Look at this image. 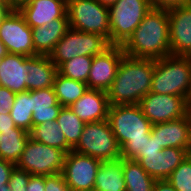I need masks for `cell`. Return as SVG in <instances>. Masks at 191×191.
<instances>
[{"label":"cell","mask_w":191,"mask_h":191,"mask_svg":"<svg viewBox=\"0 0 191 191\" xmlns=\"http://www.w3.org/2000/svg\"><path fill=\"white\" fill-rule=\"evenodd\" d=\"M125 55L157 60L171 55L168 10L152 8L122 45Z\"/></svg>","instance_id":"6da1fadb"},{"label":"cell","mask_w":191,"mask_h":191,"mask_svg":"<svg viewBox=\"0 0 191 191\" xmlns=\"http://www.w3.org/2000/svg\"><path fill=\"white\" fill-rule=\"evenodd\" d=\"M154 73V60L122 57L116 77L107 91L109 104H139L151 90Z\"/></svg>","instance_id":"7a4b0ae2"},{"label":"cell","mask_w":191,"mask_h":191,"mask_svg":"<svg viewBox=\"0 0 191 191\" xmlns=\"http://www.w3.org/2000/svg\"><path fill=\"white\" fill-rule=\"evenodd\" d=\"M107 120L121 148V158L133 160L149 140L152 123L138 104L111 105Z\"/></svg>","instance_id":"3957f363"},{"label":"cell","mask_w":191,"mask_h":191,"mask_svg":"<svg viewBox=\"0 0 191 191\" xmlns=\"http://www.w3.org/2000/svg\"><path fill=\"white\" fill-rule=\"evenodd\" d=\"M191 91V57L166 56L154 60L150 92L188 99Z\"/></svg>","instance_id":"277c9868"},{"label":"cell","mask_w":191,"mask_h":191,"mask_svg":"<svg viewBox=\"0 0 191 191\" xmlns=\"http://www.w3.org/2000/svg\"><path fill=\"white\" fill-rule=\"evenodd\" d=\"M67 16L72 29L95 33L110 43L109 8L96 0H67Z\"/></svg>","instance_id":"5b68a950"},{"label":"cell","mask_w":191,"mask_h":191,"mask_svg":"<svg viewBox=\"0 0 191 191\" xmlns=\"http://www.w3.org/2000/svg\"><path fill=\"white\" fill-rule=\"evenodd\" d=\"M110 44L123 45L152 9L149 0H117L109 7Z\"/></svg>","instance_id":"8992f818"},{"label":"cell","mask_w":191,"mask_h":191,"mask_svg":"<svg viewBox=\"0 0 191 191\" xmlns=\"http://www.w3.org/2000/svg\"><path fill=\"white\" fill-rule=\"evenodd\" d=\"M73 151L101 161L121 158V148L108 120L86 123Z\"/></svg>","instance_id":"52a82bcc"},{"label":"cell","mask_w":191,"mask_h":191,"mask_svg":"<svg viewBox=\"0 0 191 191\" xmlns=\"http://www.w3.org/2000/svg\"><path fill=\"white\" fill-rule=\"evenodd\" d=\"M110 46L109 41L99 34L69 28L49 57L58 68L62 63L77 56L94 57Z\"/></svg>","instance_id":"ba28073f"},{"label":"cell","mask_w":191,"mask_h":191,"mask_svg":"<svg viewBox=\"0 0 191 191\" xmlns=\"http://www.w3.org/2000/svg\"><path fill=\"white\" fill-rule=\"evenodd\" d=\"M65 156L63 150L29 138L15 166L31 175H53L63 171Z\"/></svg>","instance_id":"9c48e42d"},{"label":"cell","mask_w":191,"mask_h":191,"mask_svg":"<svg viewBox=\"0 0 191 191\" xmlns=\"http://www.w3.org/2000/svg\"><path fill=\"white\" fill-rule=\"evenodd\" d=\"M0 40L9 53L37 56L34 51L32 28L19 11H8L0 18Z\"/></svg>","instance_id":"30bf717a"},{"label":"cell","mask_w":191,"mask_h":191,"mask_svg":"<svg viewBox=\"0 0 191 191\" xmlns=\"http://www.w3.org/2000/svg\"><path fill=\"white\" fill-rule=\"evenodd\" d=\"M138 105L152 125L180 119L190 112L187 99L177 95L149 92Z\"/></svg>","instance_id":"8fae6325"},{"label":"cell","mask_w":191,"mask_h":191,"mask_svg":"<svg viewBox=\"0 0 191 191\" xmlns=\"http://www.w3.org/2000/svg\"><path fill=\"white\" fill-rule=\"evenodd\" d=\"M101 160L73 150L65 156L62 174L71 191H93Z\"/></svg>","instance_id":"7c38bea8"},{"label":"cell","mask_w":191,"mask_h":191,"mask_svg":"<svg viewBox=\"0 0 191 191\" xmlns=\"http://www.w3.org/2000/svg\"><path fill=\"white\" fill-rule=\"evenodd\" d=\"M124 55L121 45H111L103 53L95 55L87 80L88 89L107 92L116 77L118 66Z\"/></svg>","instance_id":"4fadbf2b"},{"label":"cell","mask_w":191,"mask_h":191,"mask_svg":"<svg viewBox=\"0 0 191 191\" xmlns=\"http://www.w3.org/2000/svg\"><path fill=\"white\" fill-rule=\"evenodd\" d=\"M172 56L191 57V3L168 10Z\"/></svg>","instance_id":"5bb4252c"},{"label":"cell","mask_w":191,"mask_h":191,"mask_svg":"<svg viewBox=\"0 0 191 191\" xmlns=\"http://www.w3.org/2000/svg\"><path fill=\"white\" fill-rule=\"evenodd\" d=\"M189 152L182 148H164L152 154H138L133 160L155 180H167Z\"/></svg>","instance_id":"9a60e30c"},{"label":"cell","mask_w":191,"mask_h":191,"mask_svg":"<svg viewBox=\"0 0 191 191\" xmlns=\"http://www.w3.org/2000/svg\"><path fill=\"white\" fill-rule=\"evenodd\" d=\"M151 132L163 149L182 148L189 152L191 147V111L180 119L152 125Z\"/></svg>","instance_id":"2e32d148"},{"label":"cell","mask_w":191,"mask_h":191,"mask_svg":"<svg viewBox=\"0 0 191 191\" xmlns=\"http://www.w3.org/2000/svg\"><path fill=\"white\" fill-rule=\"evenodd\" d=\"M69 107L82 121L91 123L107 120L110 104L107 92L88 89Z\"/></svg>","instance_id":"e0dca14e"},{"label":"cell","mask_w":191,"mask_h":191,"mask_svg":"<svg viewBox=\"0 0 191 191\" xmlns=\"http://www.w3.org/2000/svg\"><path fill=\"white\" fill-rule=\"evenodd\" d=\"M29 27H39L67 16V0H33L19 11Z\"/></svg>","instance_id":"ac0fdd59"},{"label":"cell","mask_w":191,"mask_h":191,"mask_svg":"<svg viewBox=\"0 0 191 191\" xmlns=\"http://www.w3.org/2000/svg\"><path fill=\"white\" fill-rule=\"evenodd\" d=\"M27 77V56L8 53L1 59L0 86L15 93L25 92Z\"/></svg>","instance_id":"d6986e66"},{"label":"cell","mask_w":191,"mask_h":191,"mask_svg":"<svg viewBox=\"0 0 191 191\" xmlns=\"http://www.w3.org/2000/svg\"><path fill=\"white\" fill-rule=\"evenodd\" d=\"M69 28L68 17H61L48 24L32 28L35 53L49 56Z\"/></svg>","instance_id":"ffe728a7"},{"label":"cell","mask_w":191,"mask_h":191,"mask_svg":"<svg viewBox=\"0 0 191 191\" xmlns=\"http://www.w3.org/2000/svg\"><path fill=\"white\" fill-rule=\"evenodd\" d=\"M62 107L53 87L31 91L32 126L56 121Z\"/></svg>","instance_id":"44dd1931"},{"label":"cell","mask_w":191,"mask_h":191,"mask_svg":"<svg viewBox=\"0 0 191 191\" xmlns=\"http://www.w3.org/2000/svg\"><path fill=\"white\" fill-rule=\"evenodd\" d=\"M28 77L26 91L53 87L57 66L46 55L27 56Z\"/></svg>","instance_id":"7402d4cb"},{"label":"cell","mask_w":191,"mask_h":191,"mask_svg":"<svg viewBox=\"0 0 191 191\" xmlns=\"http://www.w3.org/2000/svg\"><path fill=\"white\" fill-rule=\"evenodd\" d=\"M93 191H126L123 158L101 161Z\"/></svg>","instance_id":"603a6c76"},{"label":"cell","mask_w":191,"mask_h":191,"mask_svg":"<svg viewBox=\"0 0 191 191\" xmlns=\"http://www.w3.org/2000/svg\"><path fill=\"white\" fill-rule=\"evenodd\" d=\"M29 138V133L18 127L11 129V131L2 132L0 159L16 165Z\"/></svg>","instance_id":"cb8c5ba5"},{"label":"cell","mask_w":191,"mask_h":191,"mask_svg":"<svg viewBox=\"0 0 191 191\" xmlns=\"http://www.w3.org/2000/svg\"><path fill=\"white\" fill-rule=\"evenodd\" d=\"M29 135L31 139L63 150L66 154L72 150L57 121H46L40 125L32 126Z\"/></svg>","instance_id":"d4e9b609"},{"label":"cell","mask_w":191,"mask_h":191,"mask_svg":"<svg viewBox=\"0 0 191 191\" xmlns=\"http://www.w3.org/2000/svg\"><path fill=\"white\" fill-rule=\"evenodd\" d=\"M123 177L126 191H153L155 179L138 162L123 158Z\"/></svg>","instance_id":"484cf974"},{"label":"cell","mask_w":191,"mask_h":191,"mask_svg":"<svg viewBox=\"0 0 191 191\" xmlns=\"http://www.w3.org/2000/svg\"><path fill=\"white\" fill-rule=\"evenodd\" d=\"M53 88L61 106L69 107L76 102L87 90V83L73 80L60 75H55Z\"/></svg>","instance_id":"4316f807"},{"label":"cell","mask_w":191,"mask_h":191,"mask_svg":"<svg viewBox=\"0 0 191 191\" xmlns=\"http://www.w3.org/2000/svg\"><path fill=\"white\" fill-rule=\"evenodd\" d=\"M56 121L64 133L67 144L73 149L80 140L85 122L82 121L70 107L63 106Z\"/></svg>","instance_id":"83f0119b"},{"label":"cell","mask_w":191,"mask_h":191,"mask_svg":"<svg viewBox=\"0 0 191 191\" xmlns=\"http://www.w3.org/2000/svg\"><path fill=\"white\" fill-rule=\"evenodd\" d=\"M16 127L30 132L32 129L31 91L16 93L14 104L10 110Z\"/></svg>","instance_id":"f1b7e54d"},{"label":"cell","mask_w":191,"mask_h":191,"mask_svg":"<svg viewBox=\"0 0 191 191\" xmlns=\"http://www.w3.org/2000/svg\"><path fill=\"white\" fill-rule=\"evenodd\" d=\"M92 60L90 56H77L62 63L57 72L64 77L87 83Z\"/></svg>","instance_id":"f546056e"},{"label":"cell","mask_w":191,"mask_h":191,"mask_svg":"<svg viewBox=\"0 0 191 191\" xmlns=\"http://www.w3.org/2000/svg\"><path fill=\"white\" fill-rule=\"evenodd\" d=\"M167 180L177 191H191V156L189 154Z\"/></svg>","instance_id":"4dcf8cb0"},{"label":"cell","mask_w":191,"mask_h":191,"mask_svg":"<svg viewBox=\"0 0 191 191\" xmlns=\"http://www.w3.org/2000/svg\"><path fill=\"white\" fill-rule=\"evenodd\" d=\"M30 176V173L15 166L4 191H26Z\"/></svg>","instance_id":"1f68e13d"},{"label":"cell","mask_w":191,"mask_h":191,"mask_svg":"<svg viewBox=\"0 0 191 191\" xmlns=\"http://www.w3.org/2000/svg\"><path fill=\"white\" fill-rule=\"evenodd\" d=\"M45 191H71L62 172L45 176Z\"/></svg>","instance_id":"d6a6232c"},{"label":"cell","mask_w":191,"mask_h":191,"mask_svg":"<svg viewBox=\"0 0 191 191\" xmlns=\"http://www.w3.org/2000/svg\"><path fill=\"white\" fill-rule=\"evenodd\" d=\"M16 93L6 87L0 86V113L10 114L14 104Z\"/></svg>","instance_id":"836d02e7"},{"label":"cell","mask_w":191,"mask_h":191,"mask_svg":"<svg viewBox=\"0 0 191 191\" xmlns=\"http://www.w3.org/2000/svg\"><path fill=\"white\" fill-rule=\"evenodd\" d=\"M15 164L0 159V191H4L6 184H8L12 170Z\"/></svg>","instance_id":"e575fe53"},{"label":"cell","mask_w":191,"mask_h":191,"mask_svg":"<svg viewBox=\"0 0 191 191\" xmlns=\"http://www.w3.org/2000/svg\"><path fill=\"white\" fill-rule=\"evenodd\" d=\"M149 3L152 8L169 10L171 8L191 3V0H149Z\"/></svg>","instance_id":"d590c367"},{"label":"cell","mask_w":191,"mask_h":191,"mask_svg":"<svg viewBox=\"0 0 191 191\" xmlns=\"http://www.w3.org/2000/svg\"><path fill=\"white\" fill-rule=\"evenodd\" d=\"M162 150L163 148L159 145L155 139V135L151 132L149 140H146L143 150H141L139 154H152Z\"/></svg>","instance_id":"8d00e7d4"},{"label":"cell","mask_w":191,"mask_h":191,"mask_svg":"<svg viewBox=\"0 0 191 191\" xmlns=\"http://www.w3.org/2000/svg\"><path fill=\"white\" fill-rule=\"evenodd\" d=\"M26 191H45V176L31 175Z\"/></svg>","instance_id":"74e56055"},{"label":"cell","mask_w":191,"mask_h":191,"mask_svg":"<svg viewBox=\"0 0 191 191\" xmlns=\"http://www.w3.org/2000/svg\"><path fill=\"white\" fill-rule=\"evenodd\" d=\"M13 128H16V125L11 118V115L0 113V132L11 131Z\"/></svg>","instance_id":"f35d334b"},{"label":"cell","mask_w":191,"mask_h":191,"mask_svg":"<svg viewBox=\"0 0 191 191\" xmlns=\"http://www.w3.org/2000/svg\"><path fill=\"white\" fill-rule=\"evenodd\" d=\"M31 1L33 0H5V5L9 11H20Z\"/></svg>","instance_id":"ab89813d"},{"label":"cell","mask_w":191,"mask_h":191,"mask_svg":"<svg viewBox=\"0 0 191 191\" xmlns=\"http://www.w3.org/2000/svg\"><path fill=\"white\" fill-rule=\"evenodd\" d=\"M153 191H177L168 180H156Z\"/></svg>","instance_id":"60d3db41"},{"label":"cell","mask_w":191,"mask_h":191,"mask_svg":"<svg viewBox=\"0 0 191 191\" xmlns=\"http://www.w3.org/2000/svg\"><path fill=\"white\" fill-rule=\"evenodd\" d=\"M9 10L5 5L4 0H0V18L3 17Z\"/></svg>","instance_id":"b9f144b4"},{"label":"cell","mask_w":191,"mask_h":191,"mask_svg":"<svg viewBox=\"0 0 191 191\" xmlns=\"http://www.w3.org/2000/svg\"><path fill=\"white\" fill-rule=\"evenodd\" d=\"M8 53L9 52H8L7 48L0 40V59H3Z\"/></svg>","instance_id":"7bdbcfd3"},{"label":"cell","mask_w":191,"mask_h":191,"mask_svg":"<svg viewBox=\"0 0 191 191\" xmlns=\"http://www.w3.org/2000/svg\"><path fill=\"white\" fill-rule=\"evenodd\" d=\"M96 1L102 5H106L109 7L110 5L114 4L117 0H96Z\"/></svg>","instance_id":"ee69618b"},{"label":"cell","mask_w":191,"mask_h":191,"mask_svg":"<svg viewBox=\"0 0 191 191\" xmlns=\"http://www.w3.org/2000/svg\"><path fill=\"white\" fill-rule=\"evenodd\" d=\"M187 103H188L189 110L191 111V91H190V95L188 96Z\"/></svg>","instance_id":"f6af8a7d"}]
</instances>
